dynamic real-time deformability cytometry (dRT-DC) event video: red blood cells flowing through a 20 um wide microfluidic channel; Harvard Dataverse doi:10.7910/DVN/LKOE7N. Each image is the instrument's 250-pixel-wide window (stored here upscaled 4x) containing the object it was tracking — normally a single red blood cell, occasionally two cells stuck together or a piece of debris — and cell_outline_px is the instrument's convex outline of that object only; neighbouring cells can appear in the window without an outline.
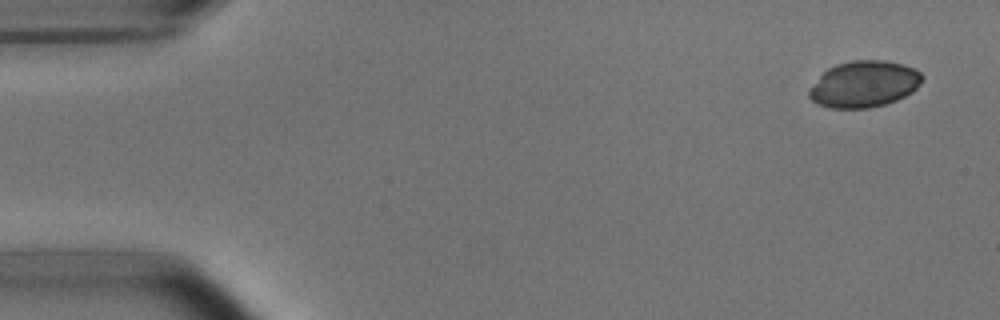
{"species": "common noctule bat (a hibernating species)", "species_latin": "Nyctalus noctula", "temperature_condition": "room temperature", "stored_images_in_passage": 5, "camera_frame_rate_fps": 3000, "um_per_image_px": 0.085, "animal": {"sex": "male", "body_mass_g": 15.6}, "frame": {"image": 1, "passage_image": 1, "time_ms": 0.0, "image_size_px": [1000, 320], "cell_outline_px": [[924, 76], [920, 84], [912, 92], [896, 100], [884, 104], [868, 108], [828, 108], [816, 104], [808, 96], [808, 92], [820, 76], [828, 68], [836, 64], [852, 60], [884, 60], [904, 64], [916, 68]], "centroid_in_image_um": [73.46, 7.14], "position_along_channel_um": 11.5, "area_um2": 30.63}}
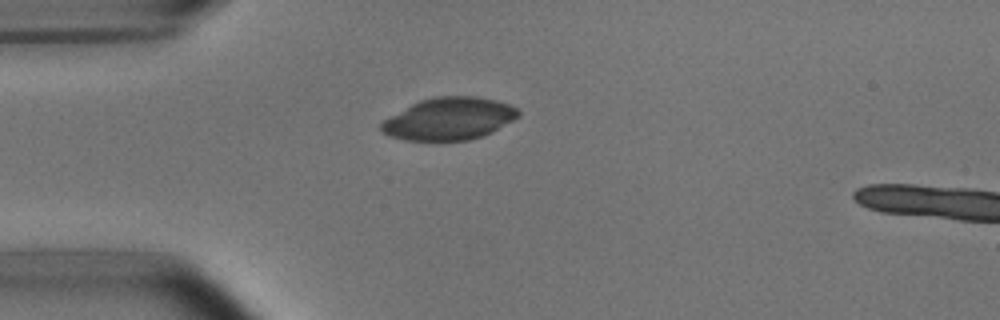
{"frame": {"image": 2, "passage_image": 4, "time_ms": 3.667, "image_size_px": [1000, 320], "cell_outline_px": [[520, 116], [492, 132], [484, 136], [468, 140], [404, 140], [392, 136], [384, 132], [380, 128], [380, 124], [384, 120], [412, 104], [420, 100], [432, 96], [476, 96], [496, 100], [508, 104], [516, 108], [520, 112]], "centroid_in_image_um": [38.21, 10.09], "position_along_channel_um": 46.8, "area_um2": 33.58}}